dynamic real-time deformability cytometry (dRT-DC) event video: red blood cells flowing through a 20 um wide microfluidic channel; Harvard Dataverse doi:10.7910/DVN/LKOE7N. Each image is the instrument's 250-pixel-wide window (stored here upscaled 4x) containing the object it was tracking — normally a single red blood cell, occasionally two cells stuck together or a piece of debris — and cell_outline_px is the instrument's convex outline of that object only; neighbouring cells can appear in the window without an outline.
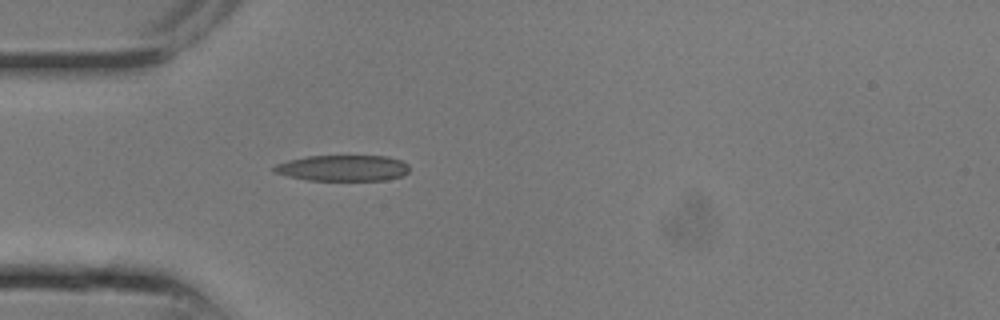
{"species": "common noctule bat (a hibernating species)", "species_latin": "Nyctalus noctula", "temperature_condition": "room temperature", "stored_images_in_passage": 4, "camera_frame_rate_fps": 3000, "um_per_image_px": 0.085, "animal": {"sex": "male", "body_mass_g": 13.3}, "frame": {"image": 1, "passage_image": 4, "time_ms": 1.0, "image_size_px": [1000, 320], "cell_outline_px": [[408, 172], [404, 176], [388, 180], [308, 180], [288, 176], [272, 172], [272, 168], [276, 164], [288, 160], [308, 156], [388, 156], [400, 160], [408, 164]], "centroid_in_image_um": [29.15, 14.29], "position_along_channel_um": 55.8, "area_um2": 20.58}}